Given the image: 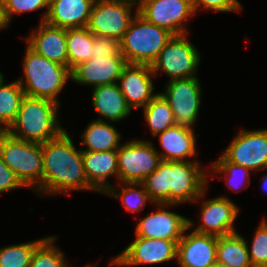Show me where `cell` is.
<instances>
[{"instance_id": "6da1fadb", "label": "cell", "mask_w": 267, "mask_h": 267, "mask_svg": "<svg viewBox=\"0 0 267 267\" xmlns=\"http://www.w3.org/2000/svg\"><path fill=\"white\" fill-rule=\"evenodd\" d=\"M200 163L161 160L157 169L141 183L154 204L180 205L198 202L208 189L209 174Z\"/></svg>"}, {"instance_id": "7a4b0ae2", "label": "cell", "mask_w": 267, "mask_h": 267, "mask_svg": "<svg viewBox=\"0 0 267 267\" xmlns=\"http://www.w3.org/2000/svg\"><path fill=\"white\" fill-rule=\"evenodd\" d=\"M43 156V195L89 190L82 150H77L66 129L55 139L41 144Z\"/></svg>"}, {"instance_id": "3957f363", "label": "cell", "mask_w": 267, "mask_h": 267, "mask_svg": "<svg viewBox=\"0 0 267 267\" xmlns=\"http://www.w3.org/2000/svg\"><path fill=\"white\" fill-rule=\"evenodd\" d=\"M59 107L52 100L25 95L7 132L17 139L38 144L55 139L65 130L58 121Z\"/></svg>"}, {"instance_id": "277c9868", "label": "cell", "mask_w": 267, "mask_h": 267, "mask_svg": "<svg viewBox=\"0 0 267 267\" xmlns=\"http://www.w3.org/2000/svg\"><path fill=\"white\" fill-rule=\"evenodd\" d=\"M24 78H17L25 95L45 98L60 104L58 94L64 89L71 71L37 54L28 45L23 60Z\"/></svg>"}, {"instance_id": "5b68a950", "label": "cell", "mask_w": 267, "mask_h": 267, "mask_svg": "<svg viewBox=\"0 0 267 267\" xmlns=\"http://www.w3.org/2000/svg\"><path fill=\"white\" fill-rule=\"evenodd\" d=\"M0 156L25 187L43 196V156L41 144L0 132Z\"/></svg>"}, {"instance_id": "8992f818", "label": "cell", "mask_w": 267, "mask_h": 267, "mask_svg": "<svg viewBox=\"0 0 267 267\" xmlns=\"http://www.w3.org/2000/svg\"><path fill=\"white\" fill-rule=\"evenodd\" d=\"M172 36L137 13L120 40V52L127 63L151 66Z\"/></svg>"}, {"instance_id": "52a82bcc", "label": "cell", "mask_w": 267, "mask_h": 267, "mask_svg": "<svg viewBox=\"0 0 267 267\" xmlns=\"http://www.w3.org/2000/svg\"><path fill=\"white\" fill-rule=\"evenodd\" d=\"M187 37L188 34L172 36L150 66L154 76L160 72L170 80L197 76L200 53Z\"/></svg>"}, {"instance_id": "ba28073f", "label": "cell", "mask_w": 267, "mask_h": 267, "mask_svg": "<svg viewBox=\"0 0 267 267\" xmlns=\"http://www.w3.org/2000/svg\"><path fill=\"white\" fill-rule=\"evenodd\" d=\"M150 141L133 139L117 150L118 182L141 183L158 167L161 158Z\"/></svg>"}, {"instance_id": "9c48e42d", "label": "cell", "mask_w": 267, "mask_h": 267, "mask_svg": "<svg viewBox=\"0 0 267 267\" xmlns=\"http://www.w3.org/2000/svg\"><path fill=\"white\" fill-rule=\"evenodd\" d=\"M134 7L136 10L133 15ZM137 13L138 4L130 1L94 0L87 28L94 35L112 37L120 41Z\"/></svg>"}, {"instance_id": "30bf717a", "label": "cell", "mask_w": 267, "mask_h": 267, "mask_svg": "<svg viewBox=\"0 0 267 267\" xmlns=\"http://www.w3.org/2000/svg\"><path fill=\"white\" fill-rule=\"evenodd\" d=\"M138 14L173 35L188 34L186 21L195 15L191 0H139Z\"/></svg>"}, {"instance_id": "8fae6325", "label": "cell", "mask_w": 267, "mask_h": 267, "mask_svg": "<svg viewBox=\"0 0 267 267\" xmlns=\"http://www.w3.org/2000/svg\"><path fill=\"white\" fill-rule=\"evenodd\" d=\"M198 77L169 80L160 94L169 103L176 124L194 128L201 106L202 90Z\"/></svg>"}, {"instance_id": "7c38bea8", "label": "cell", "mask_w": 267, "mask_h": 267, "mask_svg": "<svg viewBox=\"0 0 267 267\" xmlns=\"http://www.w3.org/2000/svg\"><path fill=\"white\" fill-rule=\"evenodd\" d=\"M179 240L136 236L120 254L110 260L115 266L153 265L177 259Z\"/></svg>"}, {"instance_id": "4fadbf2b", "label": "cell", "mask_w": 267, "mask_h": 267, "mask_svg": "<svg viewBox=\"0 0 267 267\" xmlns=\"http://www.w3.org/2000/svg\"><path fill=\"white\" fill-rule=\"evenodd\" d=\"M222 155L228 161L252 172L267 169V129H242Z\"/></svg>"}, {"instance_id": "5bb4252c", "label": "cell", "mask_w": 267, "mask_h": 267, "mask_svg": "<svg viewBox=\"0 0 267 267\" xmlns=\"http://www.w3.org/2000/svg\"><path fill=\"white\" fill-rule=\"evenodd\" d=\"M175 204H155L157 211L142 218L135 228V236L144 238L180 240L184 232L193 227L194 222L175 212L168 211V207ZM166 209V210H165Z\"/></svg>"}, {"instance_id": "9a60e30c", "label": "cell", "mask_w": 267, "mask_h": 267, "mask_svg": "<svg viewBox=\"0 0 267 267\" xmlns=\"http://www.w3.org/2000/svg\"><path fill=\"white\" fill-rule=\"evenodd\" d=\"M201 204V213L198 218L201 223L194 227V232L215 236H224L236 232L234 222L240 208L230 198L225 195L218 196L212 199H204Z\"/></svg>"}, {"instance_id": "2e32d148", "label": "cell", "mask_w": 267, "mask_h": 267, "mask_svg": "<svg viewBox=\"0 0 267 267\" xmlns=\"http://www.w3.org/2000/svg\"><path fill=\"white\" fill-rule=\"evenodd\" d=\"M152 77L149 65L127 63L124 66L118 85L131 109L144 108L158 94L153 93Z\"/></svg>"}, {"instance_id": "e0dca14e", "label": "cell", "mask_w": 267, "mask_h": 267, "mask_svg": "<svg viewBox=\"0 0 267 267\" xmlns=\"http://www.w3.org/2000/svg\"><path fill=\"white\" fill-rule=\"evenodd\" d=\"M126 64L127 62L123 55H115L108 58H91L71 71V80L77 84L92 85L94 87L118 83Z\"/></svg>"}, {"instance_id": "ac0fdd59", "label": "cell", "mask_w": 267, "mask_h": 267, "mask_svg": "<svg viewBox=\"0 0 267 267\" xmlns=\"http://www.w3.org/2000/svg\"><path fill=\"white\" fill-rule=\"evenodd\" d=\"M217 236L194 232L185 233L178 242L177 262L180 267H210L214 264Z\"/></svg>"}, {"instance_id": "d6986e66", "label": "cell", "mask_w": 267, "mask_h": 267, "mask_svg": "<svg viewBox=\"0 0 267 267\" xmlns=\"http://www.w3.org/2000/svg\"><path fill=\"white\" fill-rule=\"evenodd\" d=\"M39 24L27 38L24 37L27 45L42 57L68 67L66 28L41 21Z\"/></svg>"}, {"instance_id": "ffe728a7", "label": "cell", "mask_w": 267, "mask_h": 267, "mask_svg": "<svg viewBox=\"0 0 267 267\" xmlns=\"http://www.w3.org/2000/svg\"><path fill=\"white\" fill-rule=\"evenodd\" d=\"M82 156L89 185L96 192L105 194L114 185L108 178L115 175L118 179L117 151H82Z\"/></svg>"}, {"instance_id": "44dd1931", "label": "cell", "mask_w": 267, "mask_h": 267, "mask_svg": "<svg viewBox=\"0 0 267 267\" xmlns=\"http://www.w3.org/2000/svg\"><path fill=\"white\" fill-rule=\"evenodd\" d=\"M157 136L163 150H157L161 160L191 161L188 157L193 158L196 155L194 128L175 124Z\"/></svg>"}, {"instance_id": "7402d4cb", "label": "cell", "mask_w": 267, "mask_h": 267, "mask_svg": "<svg viewBox=\"0 0 267 267\" xmlns=\"http://www.w3.org/2000/svg\"><path fill=\"white\" fill-rule=\"evenodd\" d=\"M94 0H50L45 22L60 28L87 27Z\"/></svg>"}, {"instance_id": "603a6c76", "label": "cell", "mask_w": 267, "mask_h": 267, "mask_svg": "<svg viewBox=\"0 0 267 267\" xmlns=\"http://www.w3.org/2000/svg\"><path fill=\"white\" fill-rule=\"evenodd\" d=\"M91 102L100 116V118L96 119L99 121H105L106 119V121L118 123L127 118L132 111L118 83L94 87Z\"/></svg>"}, {"instance_id": "cb8c5ba5", "label": "cell", "mask_w": 267, "mask_h": 267, "mask_svg": "<svg viewBox=\"0 0 267 267\" xmlns=\"http://www.w3.org/2000/svg\"><path fill=\"white\" fill-rule=\"evenodd\" d=\"M121 134L110 122L92 120L81 134L82 151H117L121 146Z\"/></svg>"}, {"instance_id": "d4e9b609", "label": "cell", "mask_w": 267, "mask_h": 267, "mask_svg": "<svg viewBox=\"0 0 267 267\" xmlns=\"http://www.w3.org/2000/svg\"><path fill=\"white\" fill-rule=\"evenodd\" d=\"M247 242L238 232L217 236V261L229 267H253Z\"/></svg>"}, {"instance_id": "484cf974", "label": "cell", "mask_w": 267, "mask_h": 267, "mask_svg": "<svg viewBox=\"0 0 267 267\" xmlns=\"http://www.w3.org/2000/svg\"><path fill=\"white\" fill-rule=\"evenodd\" d=\"M0 74V131H7L16 120L25 92L18 80L5 84Z\"/></svg>"}, {"instance_id": "4316f807", "label": "cell", "mask_w": 267, "mask_h": 267, "mask_svg": "<svg viewBox=\"0 0 267 267\" xmlns=\"http://www.w3.org/2000/svg\"><path fill=\"white\" fill-rule=\"evenodd\" d=\"M66 43L70 71L91 59L93 33L87 27L66 29Z\"/></svg>"}, {"instance_id": "83f0119b", "label": "cell", "mask_w": 267, "mask_h": 267, "mask_svg": "<svg viewBox=\"0 0 267 267\" xmlns=\"http://www.w3.org/2000/svg\"><path fill=\"white\" fill-rule=\"evenodd\" d=\"M142 110L152 137L176 124L169 103L159 92Z\"/></svg>"}, {"instance_id": "f1b7e54d", "label": "cell", "mask_w": 267, "mask_h": 267, "mask_svg": "<svg viewBox=\"0 0 267 267\" xmlns=\"http://www.w3.org/2000/svg\"><path fill=\"white\" fill-rule=\"evenodd\" d=\"M209 167L211 168H209L207 172L211 176H218L220 177L219 179L222 180L225 178L228 190L237 192L246 188V186L250 184V172L252 171L241 165H237L228 161L222 154L215 162L211 163ZM222 175H225L224 178Z\"/></svg>"}, {"instance_id": "f546056e", "label": "cell", "mask_w": 267, "mask_h": 267, "mask_svg": "<svg viewBox=\"0 0 267 267\" xmlns=\"http://www.w3.org/2000/svg\"><path fill=\"white\" fill-rule=\"evenodd\" d=\"M120 185L121 188L113 185L105 195L120 198L126 210L139 212L144 209L147 202L154 204L142 183H121Z\"/></svg>"}, {"instance_id": "4dcf8cb0", "label": "cell", "mask_w": 267, "mask_h": 267, "mask_svg": "<svg viewBox=\"0 0 267 267\" xmlns=\"http://www.w3.org/2000/svg\"><path fill=\"white\" fill-rule=\"evenodd\" d=\"M45 238L0 247V267H29L36 247Z\"/></svg>"}, {"instance_id": "1f68e13d", "label": "cell", "mask_w": 267, "mask_h": 267, "mask_svg": "<svg viewBox=\"0 0 267 267\" xmlns=\"http://www.w3.org/2000/svg\"><path fill=\"white\" fill-rule=\"evenodd\" d=\"M57 236H47L35 249L29 267H70L64 253L54 245Z\"/></svg>"}, {"instance_id": "d6a6232c", "label": "cell", "mask_w": 267, "mask_h": 267, "mask_svg": "<svg viewBox=\"0 0 267 267\" xmlns=\"http://www.w3.org/2000/svg\"><path fill=\"white\" fill-rule=\"evenodd\" d=\"M255 230L251 247L248 245L253 267H267V221L265 217Z\"/></svg>"}, {"instance_id": "836d02e7", "label": "cell", "mask_w": 267, "mask_h": 267, "mask_svg": "<svg viewBox=\"0 0 267 267\" xmlns=\"http://www.w3.org/2000/svg\"><path fill=\"white\" fill-rule=\"evenodd\" d=\"M50 0H3L6 16L11 22L13 15L25 12L37 11L39 9H46L42 14L41 21L45 22L49 11Z\"/></svg>"}, {"instance_id": "e575fe53", "label": "cell", "mask_w": 267, "mask_h": 267, "mask_svg": "<svg viewBox=\"0 0 267 267\" xmlns=\"http://www.w3.org/2000/svg\"><path fill=\"white\" fill-rule=\"evenodd\" d=\"M91 58L99 57H114L115 55H122L120 52V41L116 38L98 36L93 34Z\"/></svg>"}, {"instance_id": "d590c367", "label": "cell", "mask_w": 267, "mask_h": 267, "mask_svg": "<svg viewBox=\"0 0 267 267\" xmlns=\"http://www.w3.org/2000/svg\"><path fill=\"white\" fill-rule=\"evenodd\" d=\"M194 12L201 10H212L217 12H239L242 5L239 0H191Z\"/></svg>"}, {"instance_id": "8d00e7d4", "label": "cell", "mask_w": 267, "mask_h": 267, "mask_svg": "<svg viewBox=\"0 0 267 267\" xmlns=\"http://www.w3.org/2000/svg\"><path fill=\"white\" fill-rule=\"evenodd\" d=\"M25 187L0 156V193Z\"/></svg>"}, {"instance_id": "74e56055", "label": "cell", "mask_w": 267, "mask_h": 267, "mask_svg": "<svg viewBox=\"0 0 267 267\" xmlns=\"http://www.w3.org/2000/svg\"><path fill=\"white\" fill-rule=\"evenodd\" d=\"M10 22L7 19L3 0H0V30H4V28H8Z\"/></svg>"}, {"instance_id": "f35d334b", "label": "cell", "mask_w": 267, "mask_h": 267, "mask_svg": "<svg viewBox=\"0 0 267 267\" xmlns=\"http://www.w3.org/2000/svg\"><path fill=\"white\" fill-rule=\"evenodd\" d=\"M260 182H262V184H261L262 185V189L267 192V174L262 176Z\"/></svg>"}, {"instance_id": "ab89813d", "label": "cell", "mask_w": 267, "mask_h": 267, "mask_svg": "<svg viewBox=\"0 0 267 267\" xmlns=\"http://www.w3.org/2000/svg\"><path fill=\"white\" fill-rule=\"evenodd\" d=\"M210 267H229L226 264H223L221 262L216 261L214 264H212Z\"/></svg>"}, {"instance_id": "60d3db41", "label": "cell", "mask_w": 267, "mask_h": 267, "mask_svg": "<svg viewBox=\"0 0 267 267\" xmlns=\"http://www.w3.org/2000/svg\"><path fill=\"white\" fill-rule=\"evenodd\" d=\"M126 1H130V2H133L135 4H138L139 3V0H126Z\"/></svg>"}]
</instances>
